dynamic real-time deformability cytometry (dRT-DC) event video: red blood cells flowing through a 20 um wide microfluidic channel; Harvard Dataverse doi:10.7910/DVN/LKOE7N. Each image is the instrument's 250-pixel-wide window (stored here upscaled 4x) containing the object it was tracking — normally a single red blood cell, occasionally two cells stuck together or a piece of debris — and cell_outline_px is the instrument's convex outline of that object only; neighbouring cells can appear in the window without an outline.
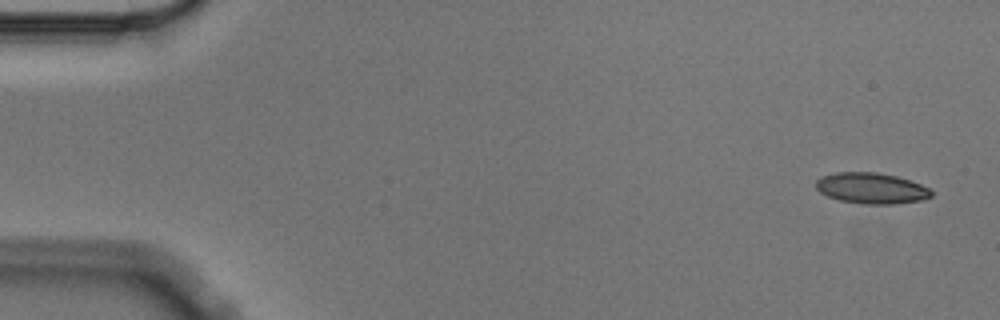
{"species": "Egyptian fruit bat (a non-hibernating species)", "species_latin": "Rousettus aegyptiacus", "temperature_condition": "cold", "stored_images_in_passage": 4, "camera_frame_rate_fps": 3000, "um_per_image_px": 0.085, "animal": {"sex": "male"}, "frame": {"image": 1, "passage_image": 1, "time_ms": 0.0, "image_size_px": [1000, 320], "cell_outline_px": [[932, 196], [924, 200], [896, 204], [860, 204], [840, 200], [828, 196], [820, 192], [816, 188], [816, 180], [820, 176], [836, 172], [876, 172], [896, 176], [920, 184], [928, 188], [932, 192]], "centroid_in_image_um": [74.06, 16.0], "position_along_channel_um": 10.9, "area_um2": 20.87}}
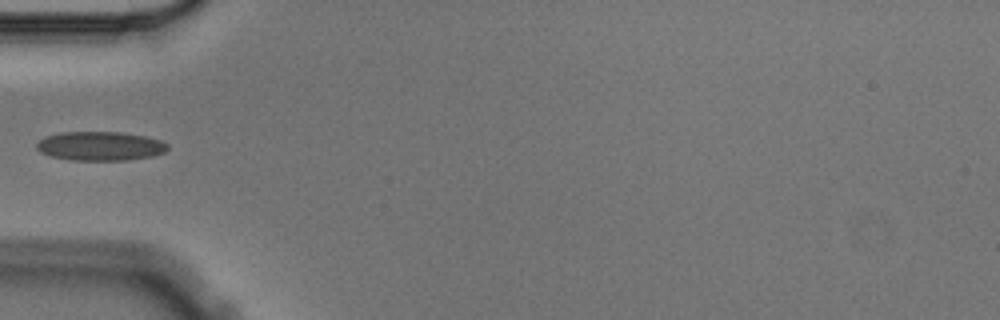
{"frame": {"image": 2, "passage_image": 3, "time_ms": 0.667, "image_size_px": [1000, 320], "cell_outline_px": [[168, 148], [164, 152], [152, 156], [128, 160], [72, 160], [52, 156], [40, 152], [36, 148], [36, 144], [44, 136], [60, 132], [124, 132], [144, 136], [160, 140], [168, 144]], "centroid_in_image_um": [8.51, 12.41], "position_along_channel_um": 76.5, "area_um2": 22.2}}
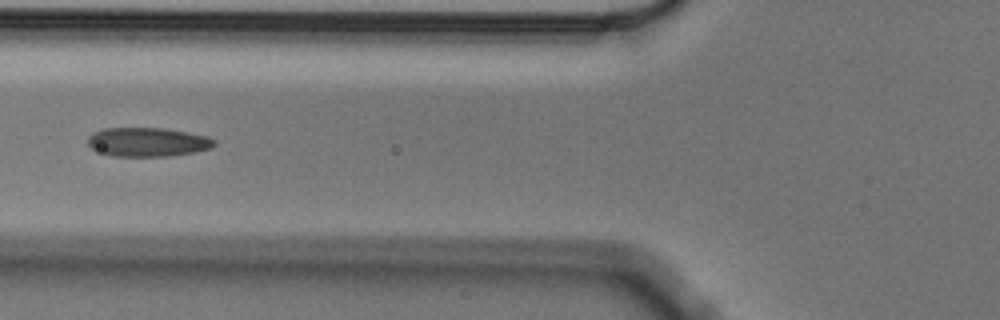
{"frame": {"image": 3, "passage_image": 4, "time_ms": 1.0, "image_size_px": [1000, 320], "cell_outline_px": [[216, 144], [212, 148], [192, 152], [168, 156], [116, 156], [92, 148], [88, 144], [88, 136], [92, 132], [104, 128], [164, 128], [188, 132], [208, 136], [216, 140]], "centroid_in_image_um": [12.58, 12.05], "position_along_channel_um": 113.2, "area_um2": 21.27}}